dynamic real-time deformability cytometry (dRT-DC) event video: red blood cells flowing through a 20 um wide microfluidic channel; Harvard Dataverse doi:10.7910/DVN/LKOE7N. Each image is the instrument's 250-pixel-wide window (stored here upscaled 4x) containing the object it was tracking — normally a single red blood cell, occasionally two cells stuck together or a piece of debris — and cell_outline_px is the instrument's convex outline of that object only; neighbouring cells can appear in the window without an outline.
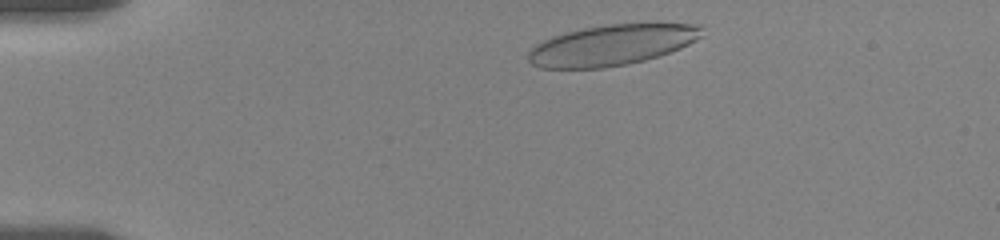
{"species": "human", "species_latin": "Homo sapiens", "temperature_condition": "room temperature", "stored_images_in_passage": 48, "camera_frame_rate_fps": 3000, "um_per_image_px": 0.085, "donor": {"sex": "female"}, "frame": {"image": 1, "passage_image": 4, "time_ms": 0.667, "image_size_px": [1000, 240], "cell_outline_px": [[704, 36], [680, 48], [644, 60], [628, 64], [604, 68], [540, 68], [532, 64], [528, 60], [528, 52], [536, 44], [552, 36], [584, 28], [608, 24], [652, 20], [704, 24]], "centroid_in_image_um": [52.14, 3.77], "position_along_channel_um": 32.9, "area_um2": 42.43}}
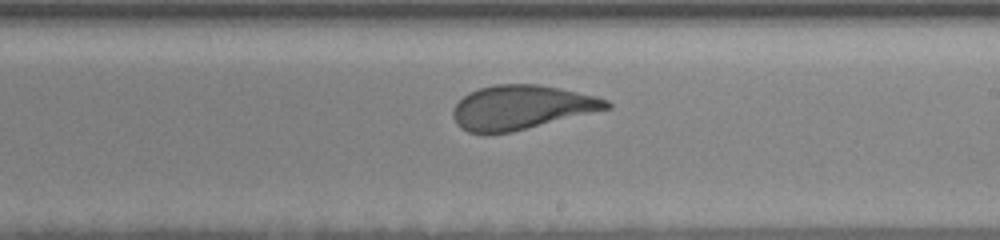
{"frame": {"image": 2, "passage_image": 31, "time_ms": 8.333, "image_size_px": [1000, 240], "cell_outline_px": [[612, 108], [512, 132], [484, 136], [468, 132], [460, 128], [456, 124], [452, 116], [452, 112], [456, 104], [468, 92], [492, 84], [540, 84], [560, 88], [596, 96], [608, 100], [612, 104]], "centroid_in_image_um": [44.29, 9.15], "position_along_channel_um": 244.7, "area_um2": 40.11}}
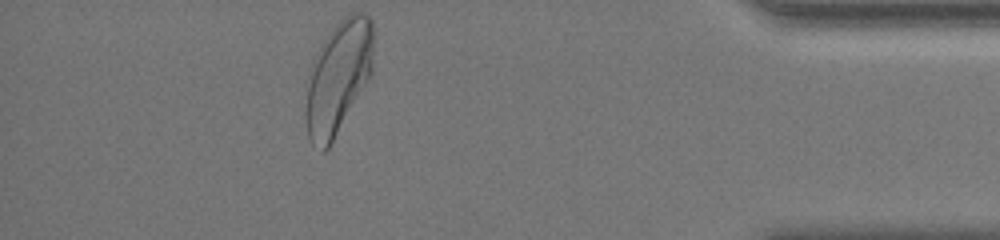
{"frame": {"image": 3, "passage_image": 48, "time_ms": 14.0, "image_size_px": [1000, 240], "cell_outline_px": [[372, 76], [328, 148], [324, 152], [320, 152], [308, 140], [304, 116], [308, 84], [312, 60], [320, 44], [336, 24], [348, 12], [364, 12], [372, 20]], "centroid_in_image_um": [28.73, 6.59], "position_along_channel_um": 406.5, "area_um2": 44.91}, "authors_computed_cell_mechanics": {"area_um2": 41.6738, "velocity_mm_per_s": 3.531, "shape_relaxation_time_tau1_ms": 4.8848, "shape_relaxation_time_tau2_ms": 0.8515, "deformation_change_tau1": 0.1864, "deformation_change_tau2": 0.0956}}